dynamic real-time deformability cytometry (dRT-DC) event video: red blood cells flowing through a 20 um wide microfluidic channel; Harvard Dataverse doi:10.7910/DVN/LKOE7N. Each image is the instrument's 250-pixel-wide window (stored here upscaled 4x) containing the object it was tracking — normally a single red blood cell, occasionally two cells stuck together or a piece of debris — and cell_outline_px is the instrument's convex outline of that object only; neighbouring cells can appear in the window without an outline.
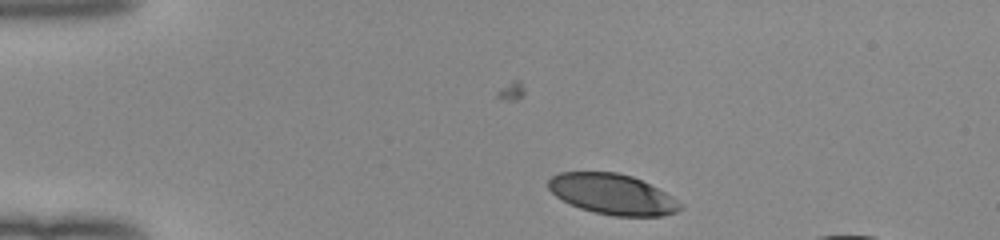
{"species": "human", "species_latin": "Homo sapiens", "temperature_condition": "room temperature", "stored_images_in_passage": 40, "camera_frame_rate_fps": 3000, "um_per_image_px": 0.085, "donor": {"sex": "female"}, "frame": {"image": 1, "passage_image": 1, "time_ms": 0.0, "image_size_px": [1000, 240], "cell_outline_px": [[684, 208], [676, 212], [664, 216], [612, 216], [580, 208], [556, 196], [548, 188], [548, 180], [552, 176], [560, 172], [616, 172], [632, 176], [672, 196], [684, 204]], "centroid_in_image_um": [52.09, 16.51], "position_along_channel_um": 32.9, "area_um2": 30.98}}
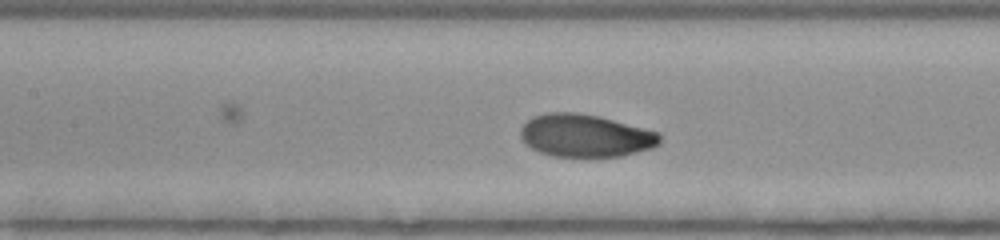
{"frame": {"image": 2, "passage_image": 15, "time_ms": 4.667, "image_size_px": [1000, 240], "cell_outline_px": [[660, 144], [652, 148], [620, 156], [552, 156], [540, 152], [532, 148], [520, 136], [520, 128], [532, 116], [548, 112], [576, 112], [600, 116], [660, 132]], "centroid_in_image_um": [49.77, 11.51], "position_along_channel_um": 157.6, "area_um2": 34.62}}
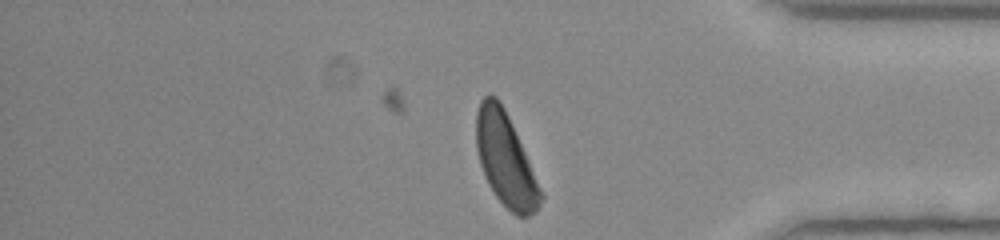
{"frame": {"image": 3, "passage_image": 34, "time_ms": 11.0, "image_size_px": [1000, 240], "cell_outline_px": [[544, 196], [536, 212], [528, 216], [516, 216], [496, 196], [488, 184], [484, 176], [480, 164], [476, 148], [476, 112], [480, 100], [484, 96], [496, 96], [504, 108], [512, 124]], "centroid_in_image_um": [42.95, 13.57], "position_along_channel_um": 392.3, "area_um2": 34.45}}